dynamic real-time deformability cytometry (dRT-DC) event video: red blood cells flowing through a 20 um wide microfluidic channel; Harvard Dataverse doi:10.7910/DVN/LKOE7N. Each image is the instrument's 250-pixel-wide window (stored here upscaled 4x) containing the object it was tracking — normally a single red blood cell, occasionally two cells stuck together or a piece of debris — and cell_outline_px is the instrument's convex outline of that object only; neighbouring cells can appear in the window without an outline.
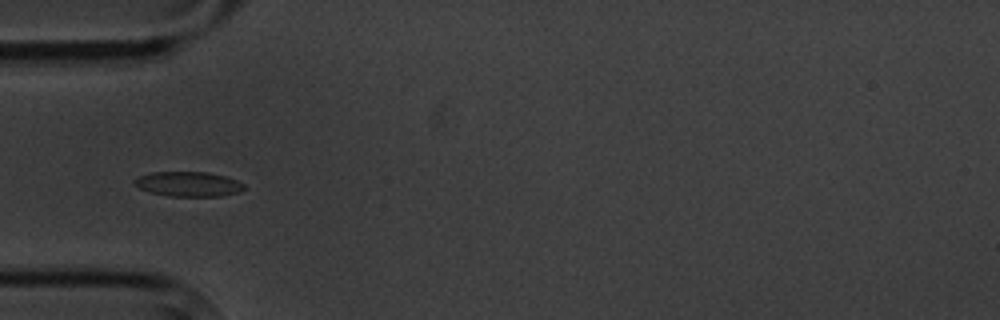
{"species": "common noctule bat (a hibernating species)", "species_latin": "Nyctalus noctula", "temperature_condition": "cold", "stored_images_in_passage": 3, "camera_frame_rate_fps": 3000, "um_per_image_px": 0.085, "animal": {"sex": "male", "body_mass_g": 20.1, "forearm_length_mm": 53.5}, "frame": {"image": 1, "passage_image": 3, "time_ms": 2.333, "image_size_px": [1000, 320], "cell_outline_px": [[248, 188], [240, 192], [220, 196], [168, 196], [148, 192], [136, 188], [132, 184], [132, 180], [140, 176], [152, 172], [208, 172], [224, 176], [236, 180], [244, 184]], "centroid_in_image_um": [15.98, 15.65], "position_along_channel_um": 69.0, "area_um2": 16.13}}